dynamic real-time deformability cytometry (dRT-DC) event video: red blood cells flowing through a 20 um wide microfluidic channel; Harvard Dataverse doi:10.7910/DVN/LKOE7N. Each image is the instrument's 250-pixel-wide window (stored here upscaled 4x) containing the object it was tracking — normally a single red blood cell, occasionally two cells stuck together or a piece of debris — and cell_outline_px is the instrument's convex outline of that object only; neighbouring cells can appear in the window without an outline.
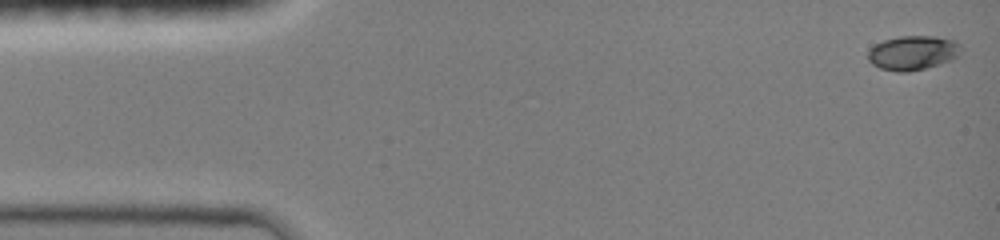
{"species": "common noctule bat (a hibernating species)", "species_latin": "Nyctalus noctula", "temperature_condition": "room temperature", "stored_images_in_passage": 26, "camera_frame_rate_fps": 3000, "um_per_image_px": 0.085, "animal": {"sex": "female", "body_mass_g": 19.0, "forearm_length_mm": 51.5}, "frame": {"image": 1, "passage_image": 1, "time_ms": 0.0, "image_size_px": [1000, 240], "cell_outline_px": [[960, 48], [956, 56], [940, 64], [908, 72], [896, 72], [880, 68], [872, 64], [868, 60], [868, 52], [876, 44], [884, 40], [900, 36], [932, 36], [956, 40], [960, 44]], "centroid_in_image_um": [77.56, 4.49], "position_along_channel_um": 7.4, "area_um2": 18.38}}
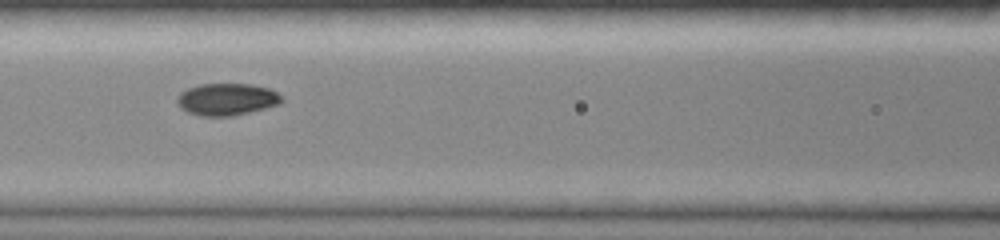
{"frame": {"image": 2, "passage_image": 15, "time_ms": 6.333, "image_size_px": [1000, 240], "cell_outline_px": [[284, 100], [280, 104], [232, 116], [200, 116], [188, 112], [180, 108], [176, 100], [180, 92], [188, 88], [200, 84], [252, 84], [268, 88], [284, 96]], "centroid_in_image_um": [19.28, 8.44], "position_along_channel_um": 147.3, "area_um2": 19.59}}
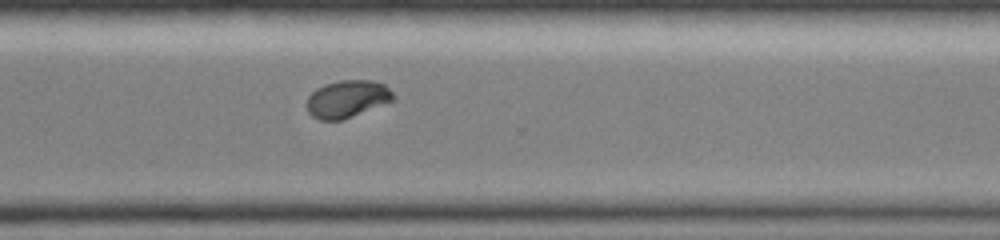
{"frame": {"image": 3, "passage_image": 26, "time_ms": 11.0, "image_size_px": [1000, 240], "cell_outline_px": [[396, 100], [340, 120], [320, 120], [312, 116], [308, 112], [308, 96], [316, 88], [324, 84], [340, 80], [372, 80], [384, 84], [396, 96]], "centroid_in_image_um": [29.53, 8.39], "position_along_channel_um": 341.1, "area_um2": 18.79}}